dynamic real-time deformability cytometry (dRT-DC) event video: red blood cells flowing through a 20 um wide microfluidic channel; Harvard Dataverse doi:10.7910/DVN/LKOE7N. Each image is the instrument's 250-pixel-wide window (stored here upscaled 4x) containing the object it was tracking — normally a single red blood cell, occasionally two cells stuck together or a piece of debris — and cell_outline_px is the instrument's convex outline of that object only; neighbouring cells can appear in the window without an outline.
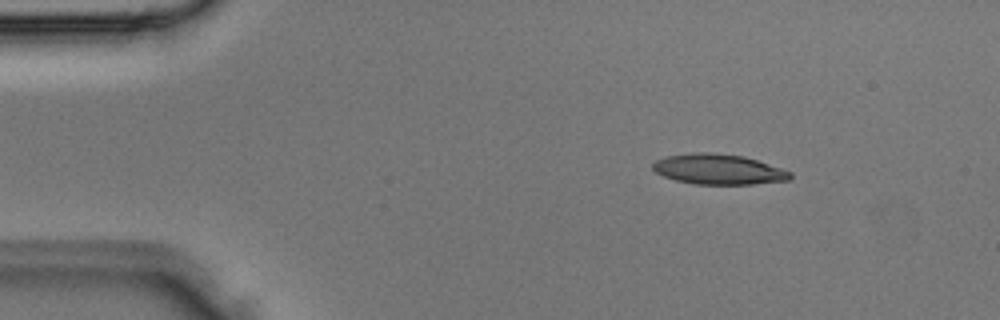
{"species": "Egyptian fruit bat (a non-hibernating species)", "species_latin": "Rousettus aegyptiacus", "temperature_condition": "room temperature", "stored_images_in_passage": 4, "camera_frame_rate_fps": 3000, "um_per_image_px": 0.085, "animal": {"sex": "male"}, "frame": {"image": 1, "passage_image": 2, "time_ms": 0.333, "image_size_px": [1000, 320], "cell_outline_px": [[792, 176], [788, 180], [752, 184], [692, 184], [676, 180], [664, 176], [656, 172], [652, 168], [652, 164], [656, 160], [664, 156], [692, 152], [712, 152], [744, 156], [792, 172]], "centroid_in_image_um": [61.03, 14.38], "position_along_channel_um": 24.0, "area_um2": 24.28}}